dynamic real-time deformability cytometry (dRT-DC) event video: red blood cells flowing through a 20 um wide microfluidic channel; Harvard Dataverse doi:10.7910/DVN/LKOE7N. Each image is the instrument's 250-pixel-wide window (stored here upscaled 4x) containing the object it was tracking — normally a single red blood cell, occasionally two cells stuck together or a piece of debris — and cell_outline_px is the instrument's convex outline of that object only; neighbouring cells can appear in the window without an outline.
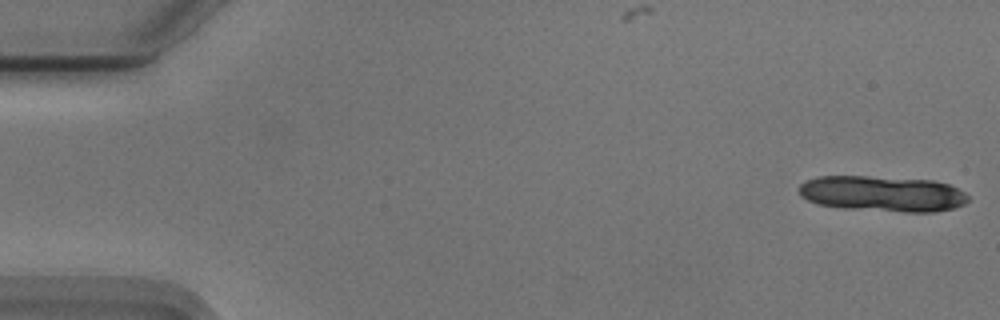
{"species": "Egyptian fruit bat (a non-hibernating species)", "species_latin": "Rousettus aegyptiacus", "temperature_condition": "cold", "stored_images_in_passage": 6, "camera_frame_rate_fps": 3000, "um_per_image_px": 0.085, "animal": {"sex": "male"}, "frame": {"image": 1, "passage_image": 1, "time_ms": 0.0, "image_size_px": [1000, 320], "cell_outline_px": [[968, 200], [964, 204], [952, 208], [932, 212], [904, 212], [840, 208], [820, 204], [808, 200], [800, 196], [800, 184], [816, 176], [868, 176], [932, 180], [948, 184], [964, 192], [968, 196]], "centroid_in_image_um": [75.0, 16.46], "position_along_channel_um": 10.0, "area_um2": 35.14}}